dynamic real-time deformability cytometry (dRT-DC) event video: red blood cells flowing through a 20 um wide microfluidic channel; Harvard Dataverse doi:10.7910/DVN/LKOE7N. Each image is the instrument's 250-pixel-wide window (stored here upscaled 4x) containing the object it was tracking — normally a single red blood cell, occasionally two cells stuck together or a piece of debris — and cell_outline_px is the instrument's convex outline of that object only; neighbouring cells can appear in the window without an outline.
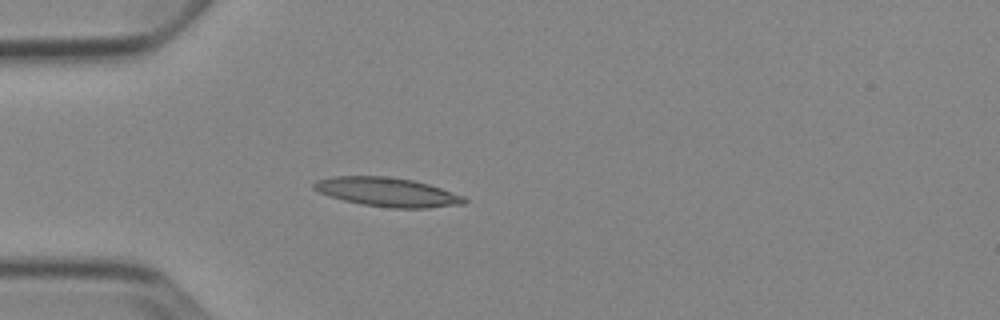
{"species": "Egyptian fruit bat (a non-hibernating species)", "species_latin": "Rousettus aegyptiacus", "temperature_condition": "cold", "stored_images_in_passage": 4, "camera_frame_rate_fps": 3000, "um_per_image_px": 0.085, "animal": {"sex": "female"}, "frame": {"image": 1, "passage_image": 4, "time_ms": 3.667, "image_size_px": [1000, 320], "cell_outline_px": [[468, 200], [464, 204], [428, 208], [392, 208], [360, 204], [328, 196], [312, 188], [312, 184], [316, 180], [332, 176], [388, 176], [412, 180], [428, 184], [464, 196]], "centroid_in_image_um": [32.9, 16.32], "position_along_channel_um": 52.1, "area_um2": 25.49}}